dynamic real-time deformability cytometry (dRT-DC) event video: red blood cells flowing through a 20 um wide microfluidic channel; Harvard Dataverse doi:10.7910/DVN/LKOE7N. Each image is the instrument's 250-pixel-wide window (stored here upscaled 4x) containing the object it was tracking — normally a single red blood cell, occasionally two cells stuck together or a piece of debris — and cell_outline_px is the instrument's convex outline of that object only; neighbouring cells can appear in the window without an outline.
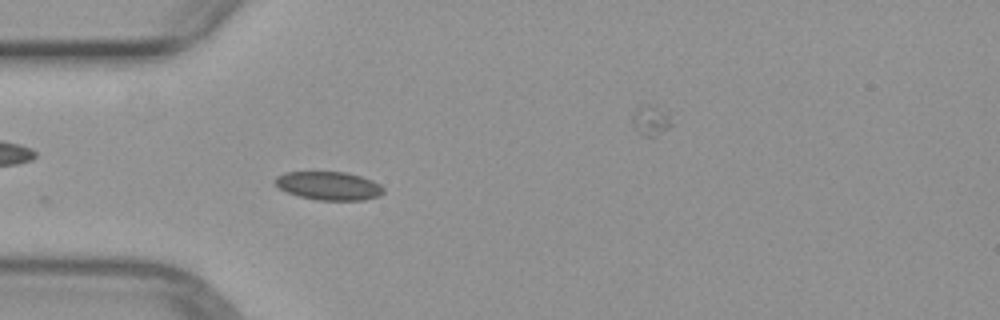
{"species": "common noctule bat (a hibernating species)", "species_latin": "Nyctalus noctula", "temperature_condition": "warm", "stored_images_in_passage": 7, "camera_frame_rate_fps": 3000, "um_per_image_px": 0.085, "animal": {"sex": "female", "body_mass_g": 29.2, "forearm_length_mm": 56.3}, "frame": {"image": 1, "passage_image": 3, "time_ms": 0.667, "image_size_px": [1000, 320], "cell_outline_px": [[384, 192], [380, 196], [364, 200], [316, 200], [300, 196], [288, 192], [280, 188], [276, 184], [276, 176], [284, 172], [344, 172], [360, 176], [372, 180], [380, 184], [384, 188]], "centroid_in_image_um": [27.99, 15.79], "position_along_channel_um": 57.0, "area_um2": 17.86}}